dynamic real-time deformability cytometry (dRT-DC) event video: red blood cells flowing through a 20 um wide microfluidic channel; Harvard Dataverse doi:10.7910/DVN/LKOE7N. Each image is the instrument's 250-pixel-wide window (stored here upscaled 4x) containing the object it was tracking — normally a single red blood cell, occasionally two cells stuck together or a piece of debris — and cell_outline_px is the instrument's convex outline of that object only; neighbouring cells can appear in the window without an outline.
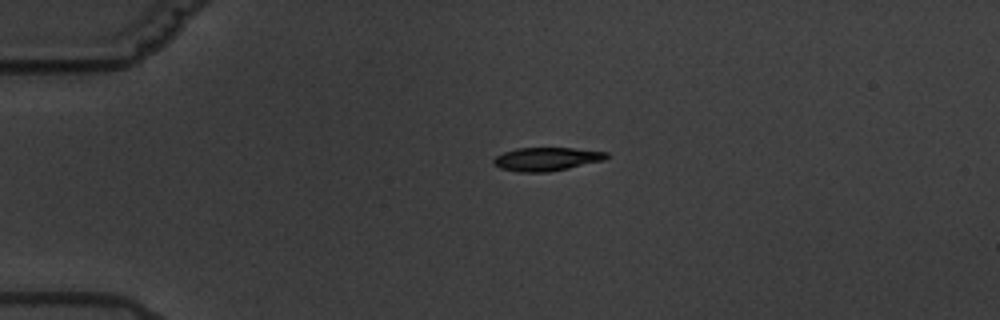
{"species": "common noctule bat (a hibernating species)", "species_latin": "Nyctalus noctula", "temperature_condition": "warm", "stored_images_in_passage": 2, "camera_frame_rate_fps": 3000, "um_per_image_px": 0.085, "animal": {"sex": "male", "body_mass_g": 19.5, "forearm_length_mm": 54.6}, "frame": {"image": 1, "passage_image": 1, "time_ms": 0.0, "image_size_px": [1000, 320], "cell_outline_px": [[608, 156], [604, 160], [568, 168], [548, 172], [520, 172], [500, 168], [492, 160], [496, 156], [504, 152], [516, 148], [572, 148], [608, 152]], "centroid_in_image_um": [46.46, 13.52], "position_along_channel_um": 38.5, "area_um2": 15.26}}